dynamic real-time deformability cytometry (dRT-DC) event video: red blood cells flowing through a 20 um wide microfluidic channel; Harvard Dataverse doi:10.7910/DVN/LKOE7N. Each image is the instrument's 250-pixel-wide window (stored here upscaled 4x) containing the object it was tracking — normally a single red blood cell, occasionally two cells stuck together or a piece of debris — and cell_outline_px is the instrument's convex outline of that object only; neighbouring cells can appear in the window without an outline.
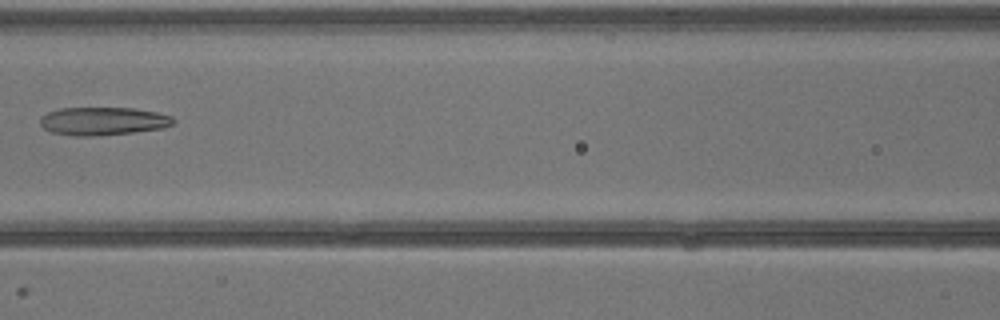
{"species": "common noctule bat (a hibernating species)", "species_latin": "Nyctalus noctula", "temperature_condition": "warm", "stored_images_in_passage": 9, "camera_frame_rate_fps": 3000, "um_per_image_px": 0.085, "animal": {"sex": "male", "body_mass_g": 13.3}, "frame": {"image": 1, "passage_image": 9, "time_ms": 10.333, "image_size_px": [1000, 320], "cell_outline_px": [[176, 120], [172, 124], [164, 128], [132, 132], [96, 136], [76, 136], [52, 132], [44, 128], [40, 124], [40, 116], [48, 112], [60, 108], [136, 108], [156, 112], [172, 116]], "centroid_in_image_um": [8.76, 10.29], "position_along_channel_um": 157.8, "area_um2": 21.85}}